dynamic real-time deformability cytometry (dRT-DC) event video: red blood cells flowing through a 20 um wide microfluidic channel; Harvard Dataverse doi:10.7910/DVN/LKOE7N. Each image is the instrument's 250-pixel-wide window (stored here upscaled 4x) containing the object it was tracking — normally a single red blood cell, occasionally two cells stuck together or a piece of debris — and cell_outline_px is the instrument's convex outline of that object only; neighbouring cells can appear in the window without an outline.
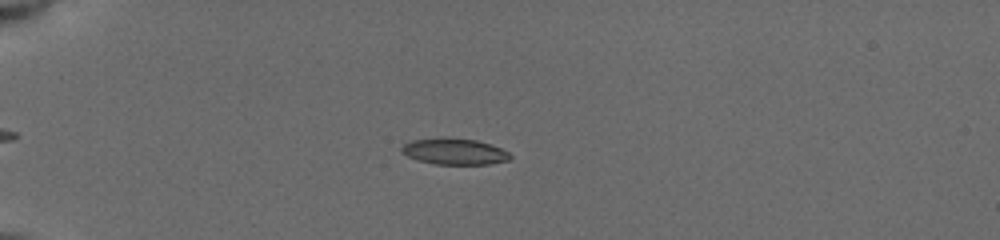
{"species": "common noctule bat (a hibernating species)", "species_latin": "Nyctalus noctula", "temperature_condition": "cold", "stored_images_in_passage": 51, "camera_frame_rate_fps": 3000, "um_per_image_px": 0.085, "animal": {"sex": "female", "body_mass_g": 19.5, "forearm_length_mm": 54.1}, "frame": {"image": 1, "passage_image": 31, "time_ms": 5.333, "image_size_px": [1000, 240], "cell_outline_px": [[512, 156], [508, 160], [488, 164], [436, 164], [416, 160], [400, 152], [400, 148], [404, 144], [412, 140], [444, 136], [476, 140], [500, 148], [508, 152]], "centroid_in_image_um": [38.57, 12.86], "position_along_channel_um": 46.4, "area_um2": 16.7}}
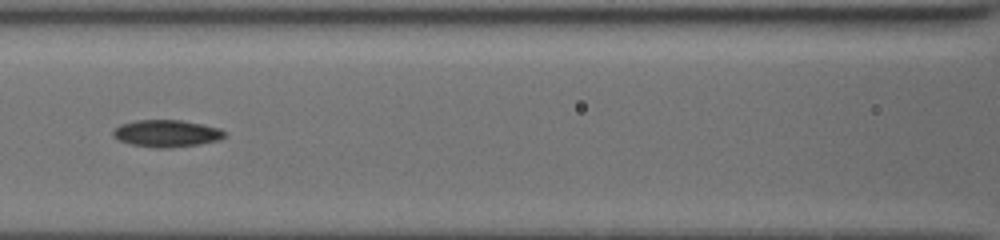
{"frame": {"image": 2, "passage_image": 42, "time_ms": 9.0, "image_size_px": [1000, 240], "cell_outline_px": [[228, 132], [220, 140], [200, 144], [168, 148], [156, 148], [132, 144], [120, 140], [112, 136], [112, 132], [120, 124], [136, 120], [180, 120], [220, 128]], "centroid_in_image_um": [14.18, 11.34], "position_along_channel_um": 152.4, "area_um2": 17.57}}
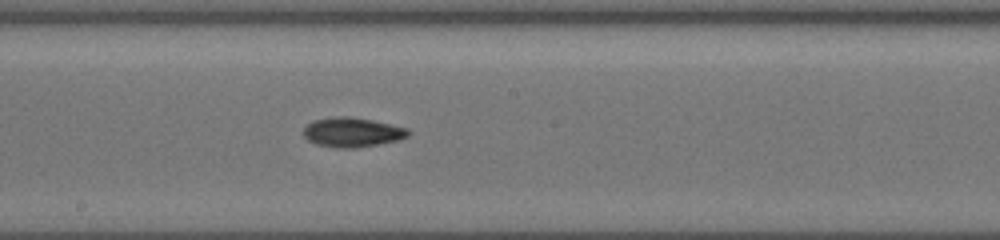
{"frame": {"image": 3, "passage_image": 47, "time_ms": 10.667, "image_size_px": [1000, 240], "cell_outline_px": [[412, 132], [408, 136], [396, 140], [356, 148], [336, 148], [316, 144], [308, 140], [304, 136], [304, 128], [312, 120], [328, 116], [348, 116], [372, 120], [408, 128]], "centroid_in_image_um": [29.91, 11.23], "position_along_channel_um": 218.3, "area_um2": 18.09}}